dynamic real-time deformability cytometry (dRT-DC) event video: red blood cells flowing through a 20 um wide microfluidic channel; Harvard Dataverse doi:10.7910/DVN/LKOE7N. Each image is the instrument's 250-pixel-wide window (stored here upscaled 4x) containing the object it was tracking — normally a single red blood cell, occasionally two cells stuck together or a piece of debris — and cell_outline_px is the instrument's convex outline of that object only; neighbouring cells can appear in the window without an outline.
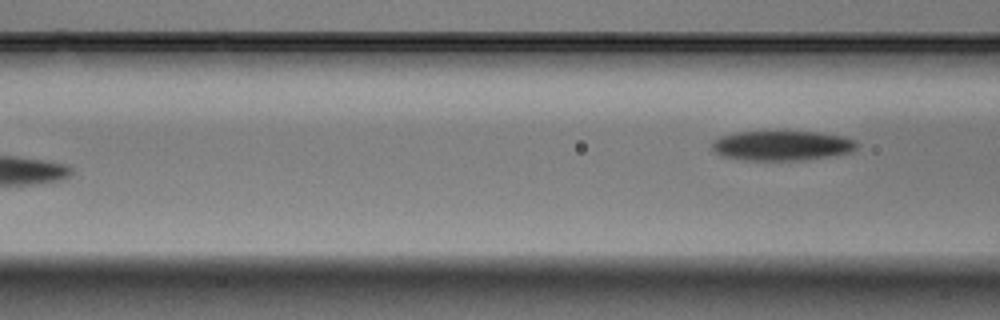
{"species": "Egyptian fruit bat (a non-hibernating species)", "species_latin": "Rousettus aegyptiacus", "temperature_condition": "warm", "stored_images_in_passage": 5, "camera_frame_rate_fps": 3000, "um_per_image_px": 0.085, "animal": {"sex": "male"}, "frame": {"image": 1, "passage_image": 5, "time_ms": 1.333, "image_size_px": [1000, 320], "cell_outline_px": [[856, 148], [848, 152], [824, 156], [792, 160], [744, 160], [724, 156], [716, 152], [712, 148], [712, 140], [720, 136], [736, 132], [820, 132], [844, 136], [856, 140]], "centroid_in_image_um": [66.41, 12.36], "position_along_channel_um": 100.2, "area_um2": 24.68}}